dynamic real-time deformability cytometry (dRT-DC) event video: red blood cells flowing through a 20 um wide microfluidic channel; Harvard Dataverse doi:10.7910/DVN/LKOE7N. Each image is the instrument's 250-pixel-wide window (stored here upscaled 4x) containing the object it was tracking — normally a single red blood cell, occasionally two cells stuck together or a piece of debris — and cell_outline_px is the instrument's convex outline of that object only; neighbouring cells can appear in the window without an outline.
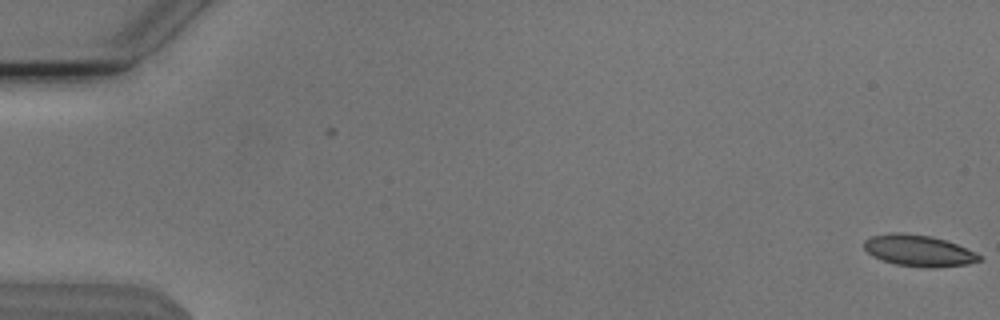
{"species": "Egyptian fruit bat (a non-hibernating species)", "species_latin": "Rousettus aegyptiacus", "temperature_condition": "cold", "stored_images_in_passage": 2, "camera_frame_rate_fps": 3000, "um_per_image_px": 0.085, "animal": {"sex": "male"}, "frame": {"image": 1, "passage_image": 2, "time_ms": 0.333, "image_size_px": [1000, 320], "cell_outline_px": [[984, 256], [980, 260], [968, 264], [932, 268], [928, 268], [896, 264], [872, 256], [864, 248], [864, 240], [872, 236], [892, 232], [904, 232], [932, 236], [956, 244], [976, 252]], "centroid_in_image_um": [78.1, 21.3], "position_along_channel_um": 6.9, "area_um2": 21.1}}